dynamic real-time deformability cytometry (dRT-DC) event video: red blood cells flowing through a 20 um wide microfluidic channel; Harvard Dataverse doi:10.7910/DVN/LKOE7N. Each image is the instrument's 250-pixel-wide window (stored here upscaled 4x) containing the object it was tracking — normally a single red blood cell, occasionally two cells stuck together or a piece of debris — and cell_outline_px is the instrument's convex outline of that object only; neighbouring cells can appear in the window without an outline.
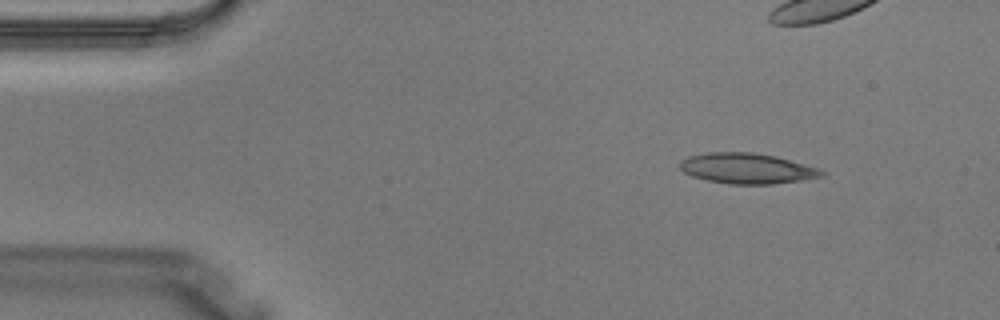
{"species": "Egyptian fruit bat (a non-hibernating species)", "species_latin": "Rousettus aegyptiacus", "temperature_condition": "warm", "stored_images_in_passage": 3, "camera_frame_rate_fps": 3000, "um_per_image_px": 0.085, "animal": {"sex": "male"}, "frame": {"image": 1, "passage_image": 1, "time_ms": 0.0, "image_size_px": [1000, 320], "cell_outline_px": [[828, 172], [824, 176], [800, 180], [772, 184], [728, 184], [708, 180], [692, 176], [684, 172], [680, 168], [680, 160], [688, 156], [708, 152], [752, 152], [776, 156], [820, 168]], "centroid_in_image_um": [63.52, 14.31], "position_along_channel_um": 21.5, "area_um2": 25.32}}